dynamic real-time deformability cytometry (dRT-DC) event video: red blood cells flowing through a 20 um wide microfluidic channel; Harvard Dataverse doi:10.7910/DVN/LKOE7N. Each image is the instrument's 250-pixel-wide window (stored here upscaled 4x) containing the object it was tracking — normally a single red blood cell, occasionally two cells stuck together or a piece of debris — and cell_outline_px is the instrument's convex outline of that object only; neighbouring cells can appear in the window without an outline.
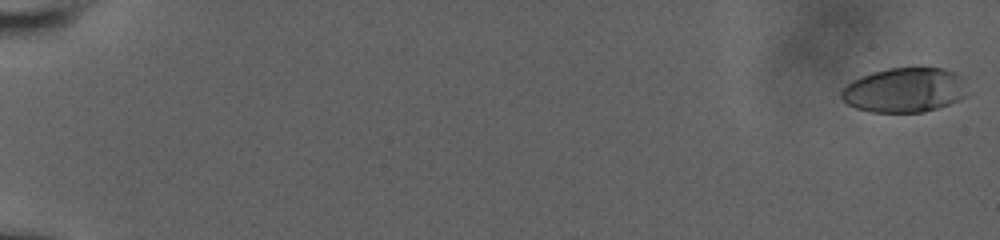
{"species": "human", "species_latin": "Homo sapiens", "temperature_condition": "room temperature", "stored_images_in_passage": 79, "camera_frame_rate_fps": 3000, "um_per_image_px": 0.085, "donor": {"sex": "male"}, "frame": {"image": 1, "passage_image": 1, "time_ms": 0.0, "image_size_px": [1000, 240], "cell_outline_px": [[964, 96], [960, 100], [924, 112], [872, 112], [856, 108], [848, 104], [840, 96], [840, 92], [852, 80], [860, 76], [872, 72], [888, 68], [920, 64], [944, 68], [956, 72], [964, 76]], "centroid_in_image_um": [76.91, 7.6], "position_along_channel_um": 8.1, "area_um2": 33.58}}
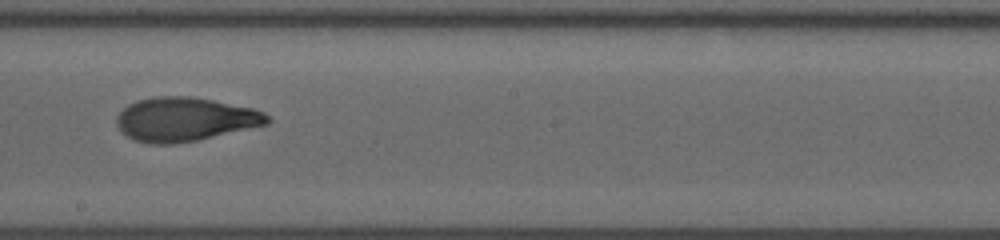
{"frame": {"image": 2, "passage_image": 49, "time_ms": 11.667, "image_size_px": [1000, 240], "cell_outline_px": [[272, 120], [268, 124], [196, 140], [172, 144], [148, 144], [132, 140], [120, 132], [116, 124], [116, 116], [128, 104], [140, 100], [156, 96], [188, 96], [212, 100], [252, 108], [264, 112]], "centroid_in_image_um": [15.68, 10.15], "position_along_channel_um": 232.5, "area_um2": 38.49}}
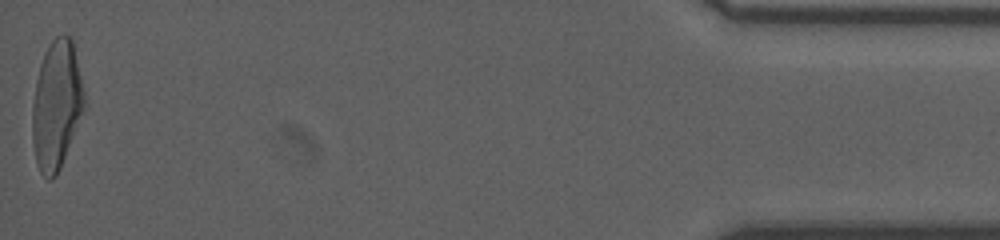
{"frame": {"image": 3, "passage_image": 79, "time_ms": 19.0, "image_size_px": [1000, 240], "cell_outline_px": [[84, 104], [60, 168], [56, 176], [52, 180], [48, 180], [40, 172], [36, 164], [32, 140], [32, 104], [36, 80], [40, 64], [44, 52], [48, 44], [56, 36], [72, 36], [84, 92]], "centroid_in_image_um": [4.76, 8.91], "position_along_channel_um": 430.4, "area_um2": 38.49}, "authors_computed_cell_mechanics": {"area_um2": 37.1076, "velocity_mm_per_s": 3.851, "shape_relaxation_time_tau1_ms": 4.5795, "shape_relaxation_time_tau2_ms": 1.7153, "deformation_change_tau1": 0.208, "deformation_change_tau2": 0.0799}}